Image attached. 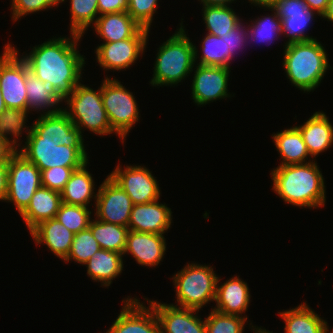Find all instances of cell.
<instances>
[{
	"label": "cell",
	"instance_id": "cell-46",
	"mask_svg": "<svg viewBox=\"0 0 333 333\" xmlns=\"http://www.w3.org/2000/svg\"><path fill=\"white\" fill-rule=\"evenodd\" d=\"M16 150L3 138L0 137V163L9 162Z\"/></svg>",
	"mask_w": 333,
	"mask_h": 333
},
{
	"label": "cell",
	"instance_id": "cell-32",
	"mask_svg": "<svg viewBox=\"0 0 333 333\" xmlns=\"http://www.w3.org/2000/svg\"><path fill=\"white\" fill-rule=\"evenodd\" d=\"M233 10L230 6H203L202 19L207 33L222 37L242 22Z\"/></svg>",
	"mask_w": 333,
	"mask_h": 333
},
{
	"label": "cell",
	"instance_id": "cell-48",
	"mask_svg": "<svg viewBox=\"0 0 333 333\" xmlns=\"http://www.w3.org/2000/svg\"><path fill=\"white\" fill-rule=\"evenodd\" d=\"M203 6H229L235 0H199Z\"/></svg>",
	"mask_w": 333,
	"mask_h": 333
},
{
	"label": "cell",
	"instance_id": "cell-42",
	"mask_svg": "<svg viewBox=\"0 0 333 333\" xmlns=\"http://www.w3.org/2000/svg\"><path fill=\"white\" fill-rule=\"evenodd\" d=\"M11 11L13 21H17L22 16H26L38 11L50 9L44 0H11Z\"/></svg>",
	"mask_w": 333,
	"mask_h": 333
},
{
	"label": "cell",
	"instance_id": "cell-24",
	"mask_svg": "<svg viewBox=\"0 0 333 333\" xmlns=\"http://www.w3.org/2000/svg\"><path fill=\"white\" fill-rule=\"evenodd\" d=\"M61 203L59 192L43 186L38 188L27 208L20 214L29 232L41 222L55 218Z\"/></svg>",
	"mask_w": 333,
	"mask_h": 333
},
{
	"label": "cell",
	"instance_id": "cell-23",
	"mask_svg": "<svg viewBox=\"0 0 333 333\" xmlns=\"http://www.w3.org/2000/svg\"><path fill=\"white\" fill-rule=\"evenodd\" d=\"M295 127L301 132L311 158L333 145V126L323 111L313 113L304 124Z\"/></svg>",
	"mask_w": 333,
	"mask_h": 333
},
{
	"label": "cell",
	"instance_id": "cell-39",
	"mask_svg": "<svg viewBox=\"0 0 333 333\" xmlns=\"http://www.w3.org/2000/svg\"><path fill=\"white\" fill-rule=\"evenodd\" d=\"M248 317L228 315L212 309L205 319L206 333H243Z\"/></svg>",
	"mask_w": 333,
	"mask_h": 333
},
{
	"label": "cell",
	"instance_id": "cell-53",
	"mask_svg": "<svg viewBox=\"0 0 333 333\" xmlns=\"http://www.w3.org/2000/svg\"><path fill=\"white\" fill-rule=\"evenodd\" d=\"M251 327H252L251 329L254 330L255 333H273V331H271V332H270V331H267V330L264 329L263 327H260V328H259V327L257 326V328H256V326H253V325H252ZM262 328H263V329H262ZM255 329H256V330H255Z\"/></svg>",
	"mask_w": 333,
	"mask_h": 333
},
{
	"label": "cell",
	"instance_id": "cell-34",
	"mask_svg": "<svg viewBox=\"0 0 333 333\" xmlns=\"http://www.w3.org/2000/svg\"><path fill=\"white\" fill-rule=\"evenodd\" d=\"M202 55L197 65L218 66L230 68L232 56L227 51L226 34L218 37L212 34H206L201 42Z\"/></svg>",
	"mask_w": 333,
	"mask_h": 333
},
{
	"label": "cell",
	"instance_id": "cell-16",
	"mask_svg": "<svg viewBox=\"0 0 333 333\" xmlns=\"http://www.w3.org/2000/svg\"><path fill=\"white\" fill-rule=\"evenodd\" d=\"M192 88V99L199 106L230 97L228 81L230 68L197 65Z\"/></svg>",
	"mask_w": 333,
	"mask_h": 333
},
{
	"label": "cell",
	"instance_id": "cell-33",
	"mask_svg": "<svg viewBox=\"0 0 333 333\" xmlns=\"http://www.w3.org/2000/svg\"><path fill=\"white\" fill-rule=\"evenodd\" d=\"M29 111L27 109L6 108L0 115V137H3L16 151L22 143H18L23 130H26L28 138L31 128L25 125ZM14 136V139L10 138ZM12 139V140H11ZM18 139V140H17ZM18 143V144H17ZM18 147V148H17Z\"/></svg>",
	"mask_w": 333,
	"mask_h": 333
},
{
	"label": "cell",
	"instance_id": "cell-37",
	"mask_svg": "<svg viewBox=\"0 0 333 333\" xmlns=\"http://www.w3.org/2000/svg\"><path fill=\"white\" fill-rule=\"evenodd\" d=\"M91 213L86 207L62 202L55 218L76 234L89 227Z\"/></svg>",
	"mask_w": 333,
	"mask_h": 333
},
{
	"label": "cell",
	"instance_id": "cell-26",
	"mask_svg": "<svg viewBox=\"0 0 333 333\" xmlns=\"http://www.w3.org/2000/svg\"><path fill=\"white\" fill-rule=\"evenodd\" d=\"M278 313L284 321L285 333H329L327 321L315 313L306 302Z\"/></svg>",
	"mask_w": 333,
	"mask_h": 333
},
{
	"label": "cell",
	"instance_id": "cell-9",
	"mask_svg": "<svg viewBox=\"0 0 333 333\" xmlns=\"http://www.w3.org/2000/svg\"><path fill=\"white\" fill-rule=\"evenodd\" d=\"M26 76L27 63L17 49L7 43L0 56V88L7 108L27 109Z\"/></svg>",
	"mask_w": 333,
	"mask_h": 333
},
{
	"label": "cell",
	"instance_id": "cell-41",
	"mask_svg": "<svg viewBox=\"0 0 333 333\" xmlns=\"http://www.w3.org/2000/svg\"><path fill=\"white\" fill-rule=\"evenodd\" d=\"M80 167H52L41 171V185L61 192L69 181L72 172Z\"/></svg>",
	"mask_w": 333,
	"mask_h": 333
},
{
	"label": "cell",
	"instance_id": "cell-30",
	"mask_svg": "<svg viewBox=\"0 0 333 333\" xmlns=\"http://www.w3.org/2000/svg\"><path fill=\"white\" fill-rule=\"evenodd\" d=\"M282 161L278 166L308 163V150L301 132L294 126L272 135Z\"/></svg>",
	"mask_w": 333,
	"mask_h": 333
},
{
	"label": "cell",
	"instance_id": "cell-1",
	"mask_svg": "<svg viewBox=\"0 0 333 333\" xmlns=\"http://www.w3.org/2000/svg\"><path fill=\"white\" fill-rule=\"evenodd\" d=\"M69 37L52 38L35 45L29 54L21 56L29 71L50 86L62 100L72 94L82 77L86 64L78 51L81 35L70 33Z\"/></svg>",
	"mask_w": 333,
	"mask_h": 333
},
{
	"label": "cell",
	"instance_id": "cell-43",
	"mask_svg": "<svg viewBox=\"0 0 333 333\" xmlns=\"http://www.w3.org/2000/svg\"><path fill=\"white\" fill-rule=\"evenodd\" d=\"M243 24L240 22L230 32L226 33L227 51H230L232 57H235V54H238L237 51H240L246 46V43H249L247 42L249 40L248 25L246 27Z\"/></svg>",
	"mask_w": 333,
	"mask_h": 333
},
{
	"label": "cell",
	"instance_id": "cell-35",
	"mask_svg": "<svg viewBox=\"0 0 333 333\" xmlns=\"http://www.w3.org/2000/svg\"><path fill=\"white\" fill-rule=\"evenodd\" d=\"M272 11L274 14L271 16L264 15L261 18L251 20L248 25V38L249 42H267V45L273 43L276 38L279 39L282 36V23L281 19L277 16L276 11L271 6H264V9ZM269 43V44H268Z\"/></svg>",
	"mask_w": 333,
	"mask_h": 333
},
{
	"label": "cell",
	"instance_id": "cell-27",
	"mask_svg": "<svg viewBox=\"0 0 333 333\" xmlns=\"http://www.w3.org/2000/svg\"><path fill=\"white\" fill-rule=\"evenodd\" d=\"M87 163L88 161L72 172L69 181L60 192L63 203L88 208L90 201H92V199L96 200L97 194L94 192L95 182L92 174H90L86 168Z\"/></svg>",
	"mask_w": 333,
	"mask_h": 333
},
{
	"label": "cell",
	"instance_id": "cell-52",
	"mask_svg": "<svg viewBox=\"0 0 333 333\" xmlns=\"http://www.w3.org/2000/svg\"><path fill=\"white\" fill-rule=\"evenodd\" d=\"M6 105L2 97L1 88H0V115L6 110Z\"/></svg>",
	"mask_w": 333,
	"mask_h": 333
},
{
	"label": "cell",
	"instance_id": "cell-4",
	"mask_svg": "<svg viewBox=\"0 0 333 333\" xmlns=\"http://www.w3.org/2000/svg\"><path fill=\"white\" fill-rule=\"evenodd\" d=\"M185 30L181 22L180 28L158 48L150 81L152 86H175L193 72L199 58L198 50Z\"/></svg>",
	"mask_w": 333,
	"mask_h": 333
},
{
	"label": "cell",
	"instance_id": "cell-31",
	"mask_svg": "<svg viewBox=\"0 0 333 333\" xmlns=\"http://www.w3.org/2000/svg\"><path fill=\"white\" fill-rule=\"evenodd\" d=\"M89 228L101 249L123 254L126 247L128 227L92 219Z\"/></svg>",
	"mask_w": 333,
	"mask_h": 333
},
{
	"label": "cell",
	"instance_id": "cell-6",
	"mask_svg": "<svg viewBox=\"0 0 333 333\" xmlns=\"http://www.w3.org/2000/svg\"><path fill=\"white\" fill-rule=\"evenodd\" d=\"M68 105L63 111L82 134L83 128L89 129L97 135L116 133L110 126L101 96V86L93 90L81 82L75 87L72 94L64 100Z\"/></svg>",
	"mask_w": 333,
	"mask_h": 333
},
{
	"label": "cell",
	"instance_id": "cell-3",
	"mask_svg": "<svg viewBox=\"0 0 333 333\" xmlns=\"http://www.w3.org/2000/svg\"><path fill=\"white\" fill-rule=\"evenodd\" d=\"M282 62L286 75L296 88L305 92L314 91L327 70L326 50L317 39L286 45Z\"/></svg>",
	"mask_w": 333,
	"mask_h": 333
},
{
	"label": "cell",
	"instance_id": "cell-29",
	"mask_svg": "<svg viewBox=\"0 0 333 333\" xmlns=\"http://www.w3.org/2000/svg\"><path fill=\"white\" fill-rule=\"evenodd\" d=\"M25 88L27 93L28 111L30 110L32 112V109L37 112L42 110L44 111V114H47L63 110L58 106L60 102H63L60 96L50 86L39 80L33 73H31L28 65Z\"/></svg>",
	"mask_w": 333,
	"mask_h": 333
},
{
	"label": "cell",
	"instance_id": "cell-20",
	"mask_svg": "<svg viewBox=\"0 0 333 333\" xmlns=\"http://www.w3.org/2000/svg\"><path fill=\"white\" fill-rule=\"evenodd\" d=\"M166 245L164 235L129 230L123 255L129 253L138 264L155 267L166 254Z\"/></svg>",
	"mask_w": 333,
	"mask_h": 333
},
{
	"label": "cell",
	"instance_id": "cell-13",
	"mask_svg": "<svg viewBox=\"0 0 333 333\" xmlns=\"http://www.w3.org/2000/svg\"><path fill=\"white\" fill-rule=\"evenodd\" d=\"M96 194L95 217L101 221L128 227L134 206L128 194L108 175Z\"/></svg>",
	"mask_w": 333,
	"mask_h": 333
},
{
	"label": "cell",
	"instance_id": "cell-28",
	"mask_svg": "<svg viewBox=\"0 0 333 333\" xmlns=\"http://www.w3.org/2000/svg\"><path fill=\"white\" fill-rule=\"evenodd\" d=\"M124 255L118 252L100 249L84 264L87 267V275L108 287L112 280L122 273Z\"/></svg>",
	"mask_w": 333,
	"mask_h": 333
},
{
	"label": "cell",
	"instance_id": "cell-12",
	"mask_svg": "<svg viewBox=\"0 0 333 333\" xmlns=\"http://www.w3.org/2000/svg\"><path fill=\"white\" fill-rule=\"evenodd\" d=\"M131 198L134 205L147 204L160 198V189L154 175L145 166L120 164L109 175Z\"/></svg>",
	"mask_w": 333,
	"mask_h": 333
},
{
	"label": "cell",
	"instance_id": "cell-18",
	"mask_svg": "<svg viewBox=\"0 0 333 333\" xmlns=\"http://www.w3.org/2000/svg\"><path fill=\"white\" fill-rule=\"evenodd\" d=\"M145 299L155 311L160 333H206L205 319L197 316L198 310Z\"/></svg>",
	"mask_w": 333,
	"mask_h": 333
},
{
	"label": "cell",
	"instance_id": "cell-47",
	"mask_svg": "<svg viewBox=\"0 0 333 333\" xmlns=\"http://www.w3.org/2000/svg\"><path fill=\"white\" fill-rule=\"evenodd\" d=\"M307 7L312 11H317L321 16L326 12L328 8L329 0H304Z\"/></svg>",
	"mask_w": 333,
	"mask_h": 333
},
{
	"label": "cell",
	"instance_id": "cell-7",
	"mask_svg": "<svg viewBox=\"0 0 333 333\" xmlns=\"http://www.w3.org/2000/svg\"><path fill=\"white\" fill-rule=\"evenodd\" d=\"M101 96L110 126L124 143L130 129L139 121L135 97L118 79L108 77L101 84Z\"/></svg>",
	"mask_w": 333,
	"mask_h": 333
},
{
	"label": "cell",
	"instance_id": "cell-45",
	"mask_svg": "<svg viewBox=\"0 0 333 333\" xmlns=\"http://www.w3.org/2000/svg\"><path fill=\"white\" fill-rule=\"evenodd\" d=\"M8 190V162L0 163V201H5Z\"/></svg>",
	"mask_w": 333,
	"mask_h": 333
},
{
	"label": "cell",
	"instance_id": "cell-36",
	"mask_svg": "<svg viewBox=\"0 0 333 333\" xmlns=\"http://www.w3.org/2000/svg\"><path fill=\"white\" fill-rule=\"evenodd\" d=\"M69 3L70 33L83 36L88 27L95 24L99 17L98 0H70Z\"/></svg>",
	"mask_w": 333,
	"mask_h": 333
},
{
	"label": "cell",
	"instance_id": "cell-51",
	"mask_svg": "<svg viewBox=\"0 0 333 333\" xmlns=\"http://www.w3.org/2000/svg\"><path fill=\"white\" fill-rule=\"evenodd\" d=\"M45 3L50 7L53 8L54 6H59L60 3L65 2V0H44Z\"/></svg>",
	"mask_w": 333,
	"mask_h": 333
},
{
	"label": "cell",
	"instance_id": "cell-11",
	"mask_svg": "<svg viewBox=\"0 0 333 333\" xmlns=\"http://www.w3.org/2000/svg\"><path fill=\"white\" fill-rule=\"evenodd\" d=\"M149 31L142 28L132 38L98 45L95 53L100 67L119 71L133 65L147 47Z\"/></svg>",
	"mask_w": 333,
	"mask_h": 333
},
{
	"label": "cell",
	"instance_id": "cell-25",
	"mask_svg": "<svg viewBox=\"0 0 333 333\" xmlns=\"http://www.w3.org/2000/svg\"><path fill=\"white\" fill-rule=\"evenodd\" d=\"M103 42H115L134 37L142 27L128 12L100 15L92 25Z\"/></svg>",
	"mask_w": 333,
	"mask_h": 333
},
{
	"label": "cell",
	"instance_id": "cell-38",
	"mask_svg": "<svg viewBox=\"0 0 333 333\" xmlns=\"http://www.w3.org/2000/svg\"><path fill=\"white\" fill-rule=\"evenodd\" d=\"M100 249V245L88 227L74 235L70 252L64 261L74 260V262L84 265Z\"/></svg>",
	"mask_w": 333,
	"mask_h": 333
},
{
	"label": "cell",
	"instance_id": "cell-8",
	"mask_svg": "<svg viewBox=\"0 0 333 333\" xmlns=\"http://www.w3.org/2000/svg\"><path fill=\"white\" fill-rule=\"evenodd\" d=\"M21 147L18 152L40 171L58 166L81 167L89 161L75 147L59 145L57 141H41V137L32 128Z\"/></svg>",
	"mask_w": 333,
	"mask_h": 333
},
{
	"label": "cell",
	"instance_id": "cell-22",
	"mask_svg": "<svg viewBox=\"0 0 333 333\" xmlns=\"http://www.w3.org/2000/svg\"><path fill=\"white\" fill-rule=\"evenodd\" d=\"M74 233L61 224L56 218L41 222L31 232L37 245L41 243L61 260H65L70 252Z\"/></svg>",
	"mask_w": 333,
	"mask_h": 333
},
{
	"label": "cell",
	"instance_id": "cell-2",
	"mask_svg": "<svg viewBox=\"0 0 333 333\" xmlns=\"http://www.w3.org/2000/svg\"><path fill=\"white\" fill-rule=\"evenodd\" d=\"M278 166L271 171L272 189L285 203L304 208L325 205L326 186L317 162Z\"/></svg>",
	"mask_w": 333,
	"mask_h": 333
},
{
	"label": "cell",
	"instance_id": "cell-5",
	"mask_svg": "<svg viewBox=\"0 0 333 333\" xmlns=\"http://www.w3.org/2000/svg\"><path fill=\"white\" fill-rule=\"evenodd\" d=\"M172 279L177 301L174 306L200 311L215 301L218 275L211 266L187 263Z\"/></svg>",
	"mask_w": 333,
	"mask_h": 333
},
{
	"label": "cell",
	"instance_id": "cell-50",
	"mask_svg": "<svg viewBox=\"0 0 333 333\" xmlns=\"http://www.w3.org/2000/svg\"><path fill=\"white\" fill-rule=\"evenodd\" d=\"M254 6L264 7L271 6L275 0H248Z\"/></svg>",
	"mask_w": 333,
	"mask_h": 333
},
{
	"label": "cell",
	"instance_id": "cell-10",
	"mask_svg": "<svg viewBox=\"0 0 333 333\" xmlns=\"http://www.w3.org/2000/svg\"><path fill=\"white\" fill-rule=\"evenodd\" d=\"M41 186L40 169L16 151L8 162V190L5 202L13 203L20 215Z\"/></svg>",
	"mask_w": 333,
	"mask_h": 333
},
{
	"label": "cell",
	"instance_id": "cell-15",
	"mask_svg": "<svg viewBox=\"0 0 333 333\" xmlns=\"http://www.w3.org/2000/svg\"><path fill=\"white\" fill-rule=\"evenodd\" d=\"M271 7L281 19L282 34L288 38L285 46L316 39L305 32L315 16H322L317 11L310 10L304 0H275Z\"/></svg>",
	"mask_w": 333,
	"mask_h": 333
},
{
	"label": "cell",
	"instance_id": "cell-40",
	"mask_svg": "<svg viewBox=\"0 0 333 333\" xmlns=\"http://www.w3.org/2000/svg\"><path fill=\"white\" fill-rule=\"evenodd\" d=\"M128 13L142 27L150 30L158 0H128Z\"/></svg>",
	"mask_w": 333,
	"mask_h": 333
},
{
	"label": "cell",
	"instance_id": "cell-14",
	"mask_svg": "<svg viewBox=\"0 0 333 333\" xmlns=\"http://www.w3.org/2000/svg\"><path fill=\"white\" fill-rule=\"evenodd\" d=\"M40 115L31 127L41 141H57L59 145L75 147L88 160L83 134L63 110Z\"/></svg>",
	"mask_w": 333,
	"mask_h": 333
},
{
	"label": "cell",
	"instance_id": "cell-17",
	"mask_svg": "<svg viewBox=\"0 0 333 333\" xmlns=\"http://www.w3.org/2000/svg\"><path fill=\"white\" fill-rule=\"evenodd\" d=\"M124 306L106 333H160V325L153 307L137 298L122 300Z\"/></svg>",
	"mask_w": 333,
	"mask_h": 333
},
{
	"label": "cell",
	"instance_id": "cell-49",
	"mask_svg": "<svg viewBox=\"0 0 333 333\" xmlns=\"http://www.w3.org/2000/svg\"><path fill=\"white\" fill-rule=\"evenodd\" d=\"M322 18L327 19V21L333 22V0H329L328 8H327L326 12L323 14V16L321 17V19Z\"/></svg>",
	"mask_w": 333,
	"mask_h": 333
},
{
	"label": "cell",
	"instance_id": "cell-21",
	"mask_svg": "<svg viewBox=\"0 0 333 333\" xmlns=\"http://www.w3.org/2000/svg\"><path fill=\"white\" fill-rule=\"evenodd\" d=\"M221 280L218 277L216 289V305L214 310L228 315L242 316L250 303L249 288L244 280L235 275L223 284L219 285Z\"/></svg>",
	"mask_w": 333,
	"mask_h": 333
},
{
	"label": "cell",
	"instance_id": "cell-19",
	"mask_svg": "<svg viewBox=\"0 0 333 333\" xmlns=\"http://www.w3.org/2000/svg\"><path fill=\"white\" fill-rule=\"evenodd\" d=\"M172 211L158 200L133 206L128 223L129 230L163 235L171 227Z\"/></svg>",
	"mask_w": 333,
	"mask_h": 333
},
{
	"label": "cell",
	"instance_id": "cell-44",
	"mask_svg": "<svg viewBox=\"0 0 333 333\" xmlns=\"http://www.w3.org/2000/svg\"><path fill=\"white\" fill-rule=\"evenodd\" d=\"M128 0H98L99 16L107 13L127 12Z\"/></svg>",
	"mask_w": 333,
	"mask_h": 333
}]
</instances>
